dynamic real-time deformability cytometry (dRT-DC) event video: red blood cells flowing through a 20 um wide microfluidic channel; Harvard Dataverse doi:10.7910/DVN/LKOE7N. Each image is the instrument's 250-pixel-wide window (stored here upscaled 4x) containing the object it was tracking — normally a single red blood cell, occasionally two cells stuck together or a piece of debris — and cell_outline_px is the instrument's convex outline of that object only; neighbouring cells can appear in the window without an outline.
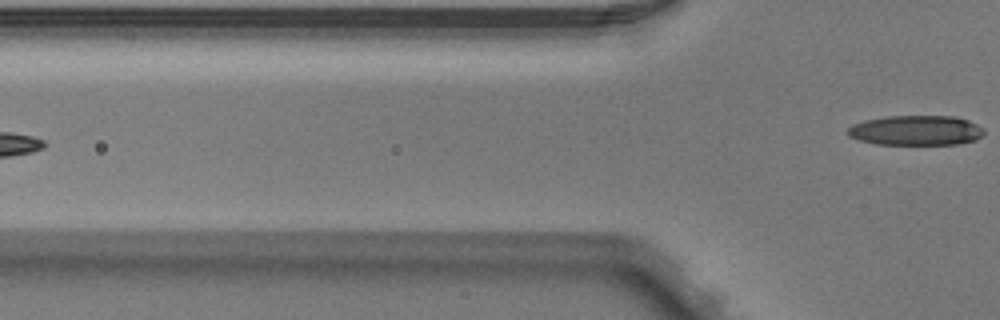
{"species": "Egyptian fruit bat (a non-hibernating species)", "species_latin": "Rousettus aegyptiacus", "temperature_condition": "warm", "stored_images_in_passage": 5, "camera_frame_rate_fps": 3000, "um_per_image_px": 0.085, "animal": {"sex": "male"}, "frame": {"image": 1, "passage_image": 5, "time_ms": 1.333, "image_size_px": [1000, 320], "cell_outline_px": [[984, 136], [976, 140], [960, 144], [876, 144], [860, 140], [848, 136], [844, 132], [852, 124], [864, 120], [888, 116], [956, 116], [968, 120], [984, 128]], "centroid_in_image_um": [77.86, 11.08], "position_along_channel_um": 47.9, "area_um2": 24.04}}